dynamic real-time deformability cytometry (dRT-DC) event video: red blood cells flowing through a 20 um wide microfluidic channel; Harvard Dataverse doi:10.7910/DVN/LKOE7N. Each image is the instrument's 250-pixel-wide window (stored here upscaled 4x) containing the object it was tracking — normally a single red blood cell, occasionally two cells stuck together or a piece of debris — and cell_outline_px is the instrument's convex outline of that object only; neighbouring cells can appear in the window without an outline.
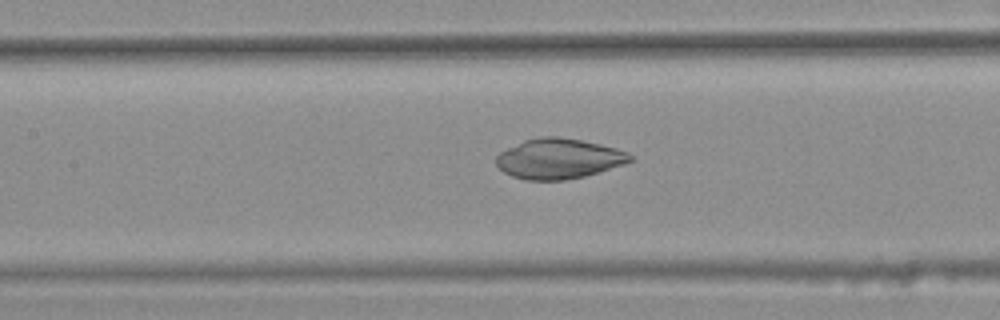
{"species": "common noctule bat (a hibernating species)", "species_latin": "Nyctalus noctula", "temperature_condition": "warm", "stored_images_in_passage": 32, "camera_frame_rate_fps": 3000, "um_per_image_px": 0.085, "animal": {"sex": "female", "body_mass_g": 25.1}, "frame": {"image": 1, "passage_image": 10, "time_ms": 3.0, "image_size_px": [1000, 320], "cell_outline_px": [[632, 160], [624, 164], [584, 176], [564, 180], [528, 180], [512, 176], [504, 172], [496, 164], [496, 156], [500, 152], [524, 140], [544, 136], [556, 136], [580, 140], [600, 144], [616, 148], [628, 152], [632, 156]], "centroid_in_image_um": [47.48, 13.48], "position_along_channel_um": 159.9, "area_um2": 31.1}}
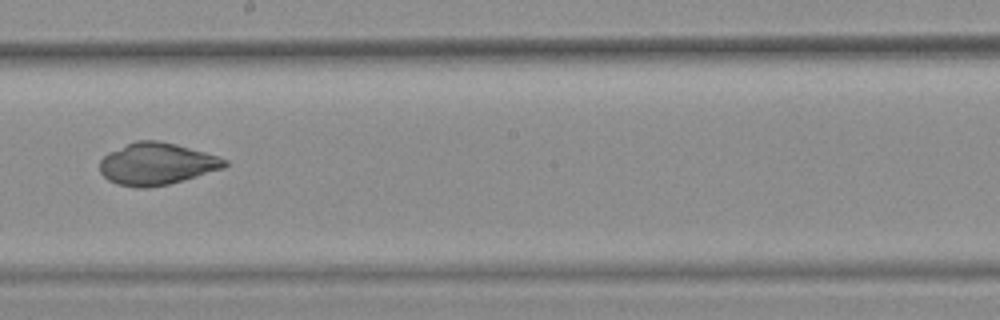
{"frame": {"image": 2, "passage_image": 16, "time_ms": 5.0, "image_size_px": [1000, 320], "cell_outline_px": [[228, 164], [224, 168], [184, 180], [168, 184], [148, 188], [136, 188], [116, 184], [108, 180], [100, 172], [100, 160], [108, 152], [136, 140], [160, 140], [176, 144], [204, 152], [228, 160]], "centroid_in_image_um": [13.3, 13.93], "position_along_channel_um": 234.9, "area_um2": 30.63}}
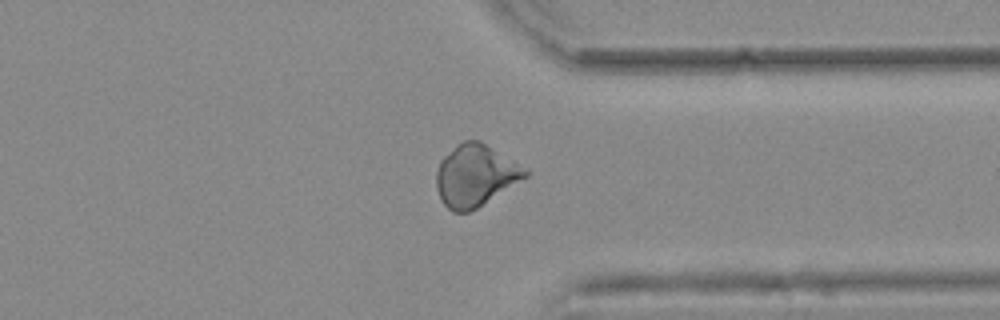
{"frame": {"image": 3, "passage_image": 27, "time_ms": 8.667, "image_size_px": [1000, 320], "cell_outline_px": [[528, 176], [476, 208], [468, 212], [452, 212], [444, 204], [436, 188], [436, 172], [440, 160], [456, 144], [464, 140], [480, 140], [528, 172]], "centroid_in_image_um": [40.33, 14.92], "position_along_channel_um": 371.1, "area_um2": 31.27}}